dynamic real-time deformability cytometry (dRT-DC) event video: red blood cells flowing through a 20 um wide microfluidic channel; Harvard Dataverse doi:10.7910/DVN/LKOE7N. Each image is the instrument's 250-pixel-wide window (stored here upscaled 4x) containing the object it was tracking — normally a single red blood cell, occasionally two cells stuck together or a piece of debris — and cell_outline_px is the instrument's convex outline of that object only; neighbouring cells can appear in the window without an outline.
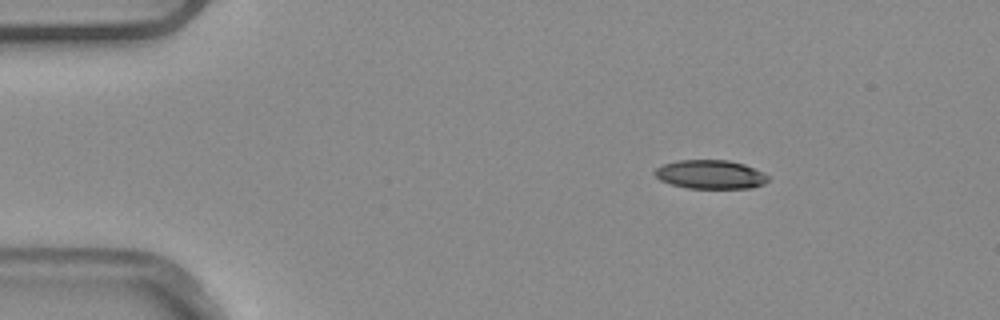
{"species": "common noctule bat (a hibernating species)", "species_latin": "Nyctalus noctula", "temperature_condition": "warm", "stored_images_in_passage": 4, "camera_frame_rate_fps": 3000, "um_per_image_px": 0.085, "animal": {"sex": "male", "body_mass_g": 20.4}, "frame": {"image": 1, "passage_image": 2, "time_ms": 0.333, "image_size_px": [1000, 320], "cell_outline_px": [[768, 180], [764, 184], [752, 188], [688, 188], [672, 184], [660, 180], [652, 172], [656, 168], [664, 164], [680, 160], [728, 160], [744, 164], [768, 176]], "centroid_in_image_um": [60.36, 14.83], "position_along_channel_um": 24.6, "area_um2": 18.84}}